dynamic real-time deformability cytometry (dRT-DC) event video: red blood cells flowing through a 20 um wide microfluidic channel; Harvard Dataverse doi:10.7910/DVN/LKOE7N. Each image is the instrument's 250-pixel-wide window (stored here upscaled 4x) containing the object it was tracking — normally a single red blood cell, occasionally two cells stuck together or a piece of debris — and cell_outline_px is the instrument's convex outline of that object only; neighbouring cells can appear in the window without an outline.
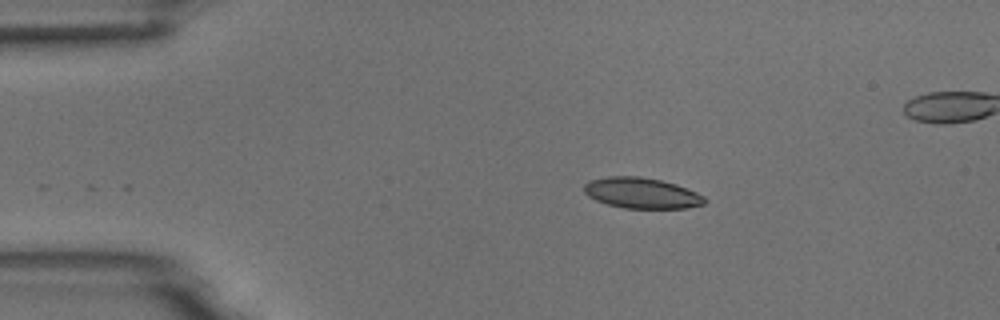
{"species": "common noctule bat (a hibernating species)", "species_latin": "Nyctalus noctula", "temperature_condition": "room temperature", "stored_images_in_passage": 2, "camera_frame_rate_fps": 3000, "um_per_image_px": 0.085, "animal": {"sex": "male", "body_mass_g": 18.8}, "frame": {"image": 1, "passage_image": 2, "time_ms": 0.333, "image_size_px": [1000, 320], "cell_outline_px": [[708, 200], [704, 204], [684, 208], [624, 208], [608, 204], [596, 200], [588, 196], [584, 192], [584, 184], [588, 180], [608, 176], [640, 176], [660, 180], [676, 184], [696, 192], [704, 196]], "centroid_in_image_um": [54.53, 16.4], "position_along_channel_um": 30.5, "area_um2": 21.62}}